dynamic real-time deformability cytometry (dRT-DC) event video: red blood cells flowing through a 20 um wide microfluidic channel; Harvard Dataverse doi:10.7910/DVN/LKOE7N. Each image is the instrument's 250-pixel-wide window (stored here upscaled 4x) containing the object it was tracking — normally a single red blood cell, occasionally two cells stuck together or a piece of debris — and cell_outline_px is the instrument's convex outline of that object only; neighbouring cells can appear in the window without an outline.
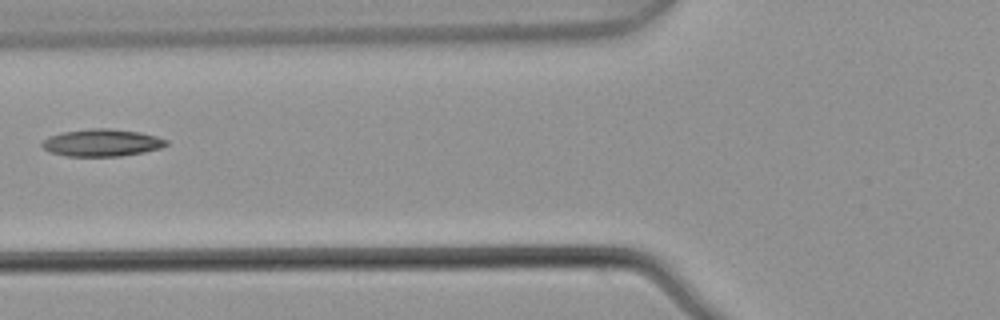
{"species": "common noctule bat (a hibernating species)", "species_latin": "Nyctalus noctula", "temperature_condition": "warm", "stored_images_in_passage": 4, "camera_frame_rate_fps": 3000, "um_per_image_px": 0.085, "animal": {"sex": "male", "body_mass_g": 21.5, "forearm_length_mm": 52.0}, "frame": {"image": 1, "passage_image": 4, "time_ms": 1.0, "image_size_px": [1000, 320], "cell_outline_px": [[168, 144], [160, 148], [144, 152], [120, 156], [68, 156], [52, 152], [44, 148], [40, 144], [48, 136], [64, 132], [92, 128], [108, 128], [140, 132], [156, 136], [168, 140]], "centroid_in_image_um": [8.68, 12.13], "position_along_channel_um": 117.1, "area_um2": 19.59}}